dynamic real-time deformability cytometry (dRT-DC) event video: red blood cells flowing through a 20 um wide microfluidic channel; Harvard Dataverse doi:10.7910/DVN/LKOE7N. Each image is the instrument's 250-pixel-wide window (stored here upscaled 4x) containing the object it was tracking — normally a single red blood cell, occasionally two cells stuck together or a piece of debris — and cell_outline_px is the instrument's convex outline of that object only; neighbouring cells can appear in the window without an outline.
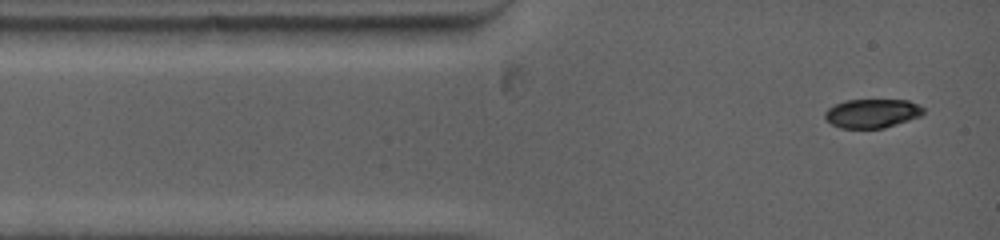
{"species": "common noctule bat (a hibernating species)", "species_latin": "Nyctalus noctula", "temperature_condition": "warm", "stored_images_in_passage": 3, "camera_frame_rate_fps": 5000, "um_per_image_px": 0.085, "animal": {"sex": "female", "body_mass_g": 19.0, "forearm_length_mm": 53.3}, "frame": {"image": 1, "passage_image": 1, "time_ms": 0.0, "image_size_px": [1000, 240], "cell_outline_px": [[924, 112], [920, 116], [884, 128], [840, 128], [824, 120], [824, 112], [828, 108], [844, 100], [908, 100], [924, 108]], "centroid_in_image_um": [74.09, 9.64], "position_along_channel_um": 10.9, "area_um2": 16.59}}
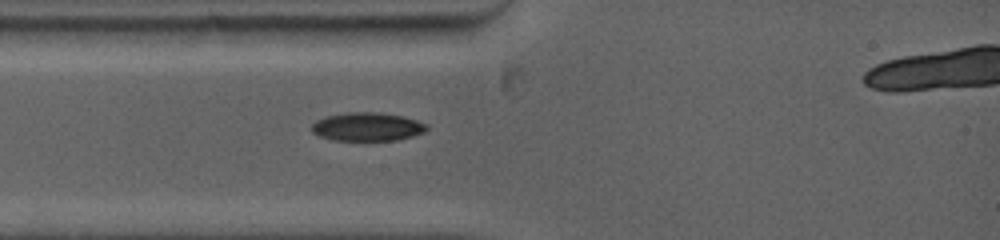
{"frame": {"image": 2, "passage_image": 3, "time_ms": 2.0, "image_size_px": [1000, 240], "cell_outline_px": [[428, 128], [424, 132], [412, 136], [396, 140], [332, 140], [320, 136], [312, 132], [308, 128], [316, 120], [324, 116], [348, 112], [380, 112], [400, 116], [416, 120], [428, 124]], "centroid_in_image_um": [31.17, 10.77], "position_along_channel_um": 53.8, "area_um2": 19.19}}